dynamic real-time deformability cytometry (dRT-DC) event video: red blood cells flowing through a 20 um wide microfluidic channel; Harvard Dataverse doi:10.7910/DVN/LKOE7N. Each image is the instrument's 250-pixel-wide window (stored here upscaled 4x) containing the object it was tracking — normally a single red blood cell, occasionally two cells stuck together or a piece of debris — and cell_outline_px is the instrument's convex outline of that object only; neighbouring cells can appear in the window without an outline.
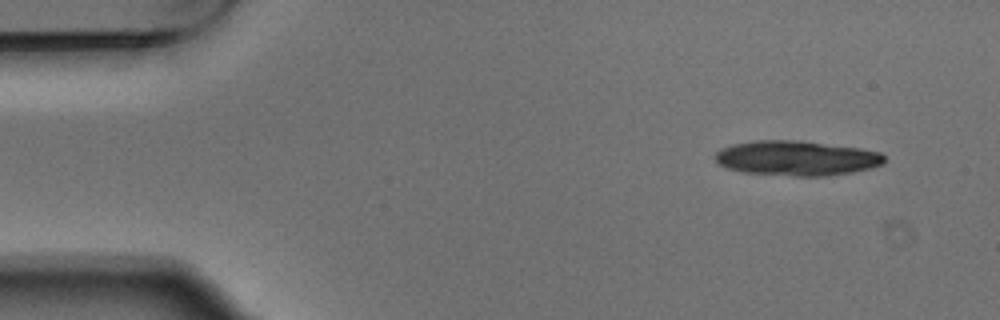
{"species": "Egyptian fruit bat (a non-hibernating species)", "species_latin": "Rousettus aegyptiacus", "temperature_condition": "warm", "stored_images_in_passage": 4, "camera_frame_rate_fps": 3000, "um_per_image_px": 0.085, "animal": {"sex": "male"}, "frame": {"image": 1, "passage_image": 1, "time_ms": 0.0, "image_size_px": [1000, 320], "cell_outline_px": [[884, 164], [872, 168], [852, 172], [824, 176], [796, 176], [744, 172], [728, 168], [720, 164], [712, 156], [720, 148], [732, 144], [756, 140], [792, 140], [860, 148], [880, 152], [884, 156]], "centroid_in_image_um": [67.69, 13.44], "position_along_channel_um": 17.3, "area_um2": 34.28}}